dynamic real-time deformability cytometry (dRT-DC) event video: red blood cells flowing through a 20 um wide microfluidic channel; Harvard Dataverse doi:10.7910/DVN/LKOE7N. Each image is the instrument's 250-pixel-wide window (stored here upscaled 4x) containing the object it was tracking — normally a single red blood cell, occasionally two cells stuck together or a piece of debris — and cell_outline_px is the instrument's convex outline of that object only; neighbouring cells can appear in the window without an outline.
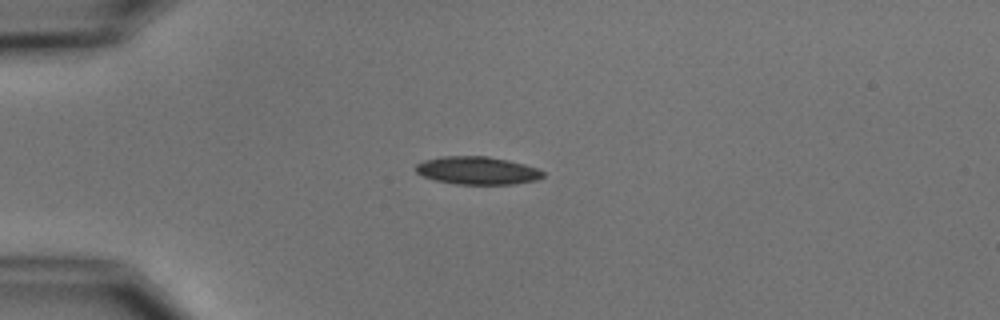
{"species": "common noctule bat (a hibernating species)", "species_latin": "Nyctalus noctula", "temperature_condition": "cold", "stored_images_in_passage": 5, "camera_frame_rate_fps": 3000, "um_per_image_px": 0.085, "animal": {"sex": "male", "body_mass_g": 15.6}, "frame": {"image": 1, "passage_image": 3, "time_ms": 2.667, "image_size_px": [1000, 320], "cell_outline_px": [[544, 176], [536, 180], [512, 184], [456, 184], [436, 180], [424, 176], [416, 172], [412, 168], [416, 164], [424, 160], [440, 156], [488, 156], [508, 160], [524, 164], [536, 168], [544, 172]], "centroid_in_image_um": [40.53, 14.48], "position_along_channel_um": 44.5, "area_um2": 20.69}}